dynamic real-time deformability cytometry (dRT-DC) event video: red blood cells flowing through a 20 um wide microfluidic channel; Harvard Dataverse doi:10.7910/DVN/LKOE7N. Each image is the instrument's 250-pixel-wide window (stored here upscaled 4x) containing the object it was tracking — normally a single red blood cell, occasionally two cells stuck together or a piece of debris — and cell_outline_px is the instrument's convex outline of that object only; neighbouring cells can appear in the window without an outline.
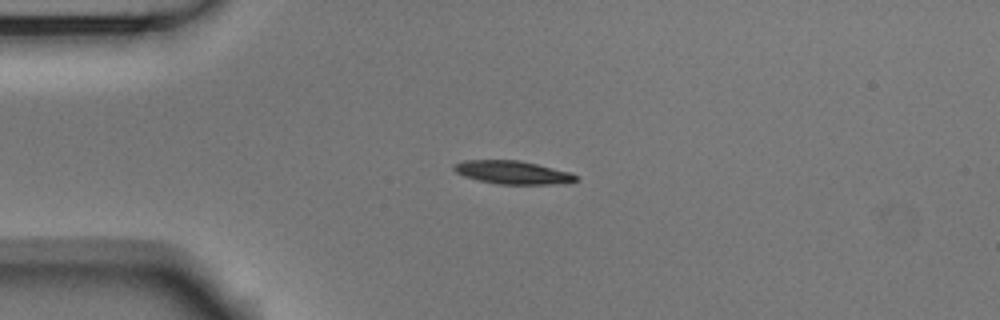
{"species": "Egyptian fruit bat (a non-hibernating species)", "species_latin": "Rousettus aegyptiacus", "temperature_condition": "room temperature", "stored_images_in_passage": 3, "camera_frame_rate_fps": 3000, "um_per_image_px": 0.085, "animal": {"sex": "male"}, "frame": {"image": 1, "passage_image": 2, "time_ms": 0.333, "image_size_px": [1000, 320], "cell_outline_px": [[580, 180], [552, 184], [500, 184], [480, 180], [464, 176], [456, 172], [452, 168], [452, 164], [464, 160], [520, 160], [572, 172]], "centroid_in_image_um": [43.56, 14.64], "position_along_channel_um": 41.4, "area_um2": 16.47}}